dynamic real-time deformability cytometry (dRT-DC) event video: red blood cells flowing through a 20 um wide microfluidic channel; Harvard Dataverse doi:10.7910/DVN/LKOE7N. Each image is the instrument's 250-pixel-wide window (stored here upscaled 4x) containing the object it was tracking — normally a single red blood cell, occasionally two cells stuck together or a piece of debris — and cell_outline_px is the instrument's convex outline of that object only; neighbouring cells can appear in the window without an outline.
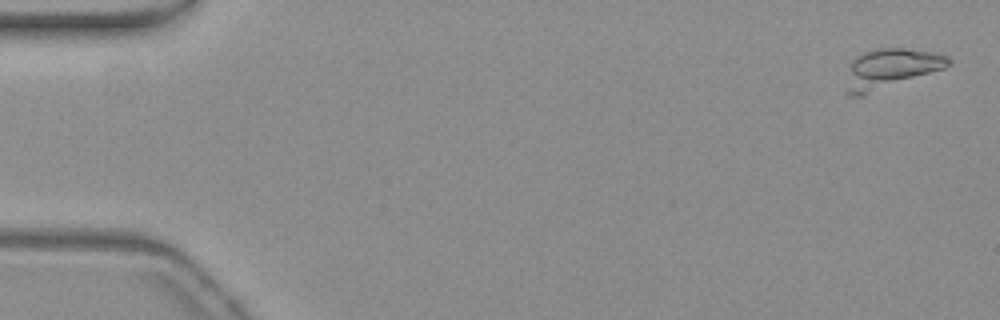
{"species": "common noctule bat (a hibernating species)", "species_latin": "Nyctalus noctula", "temperature_condition": "warm", "stored_images_in_passage": 42, "camera_frame_rate_fps": 3000, "um_per_image_px": 0.085, "animal": {"sex": "female", "body_mass_g": 19.3, "forearm_length_mm": 54.1}, "frame": {"image": 1, "passage_image": 2, "time_ms": 0.333, "image_size_px": [1000, 320], "cell_outline_px": [[952, 64], [944, 68], [864, 96], [848, 96], [844, 92], [852, 60], [856, 56], [864, 52], [880, 48], [904, 48], [928, 52], [948, 56], [952, 60]], "centroid_in_image_um": [75.67, 5.86], "position_along_channel_um": 9.3, "area_um2": 23.58}}
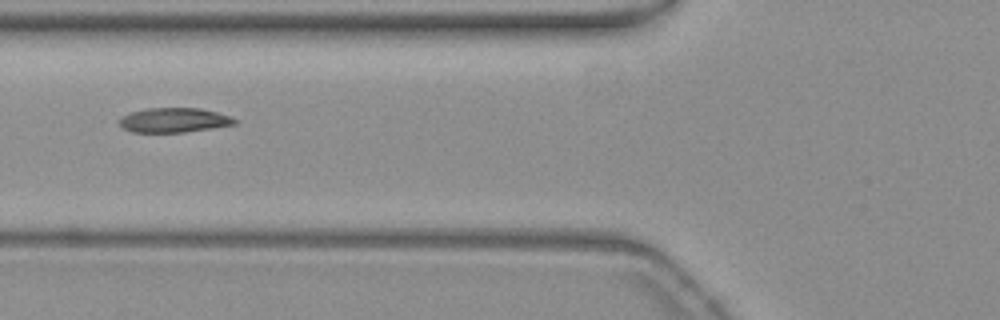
{"frame": {"image": 2, "passage_image": 22, "time_ms": 7.0, "image_size_px": [1000, 320], "cell_outline_px": [[236, 124], [212, 128], [184, 132], [132, 132], [124, 128], [120, 124], [120, 116], [132, 112], [148, 108], [200, 108], [216, 112], [228, 116], [236, 120]], "centroid_in_image_um": [14.77, 10.21], "position_along_channel_um": 111.0, "area_um2": 16.3}}
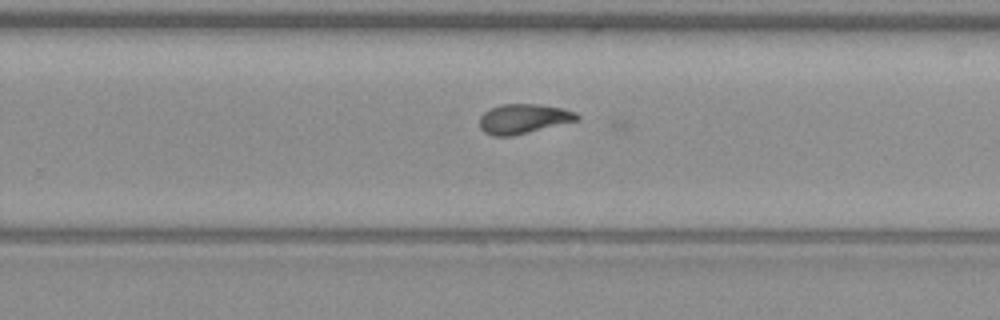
{"frame": {"image": 3, "passage_image": 36, "time_ms": 11.667, "image_size_px": [1000, 320], "cell_outline_px": [[580, 116], [576, 120], [512, 136], [492, 136], [484, 132], [480, 128], [480, 116], [484, 112], [500, 104], [536, 104], [564, 108], [576, 112]], "centroid_in_image_um": [44.46, 10.09], "position_along_channel_um": 285.3, "area_um2": 16.65}}